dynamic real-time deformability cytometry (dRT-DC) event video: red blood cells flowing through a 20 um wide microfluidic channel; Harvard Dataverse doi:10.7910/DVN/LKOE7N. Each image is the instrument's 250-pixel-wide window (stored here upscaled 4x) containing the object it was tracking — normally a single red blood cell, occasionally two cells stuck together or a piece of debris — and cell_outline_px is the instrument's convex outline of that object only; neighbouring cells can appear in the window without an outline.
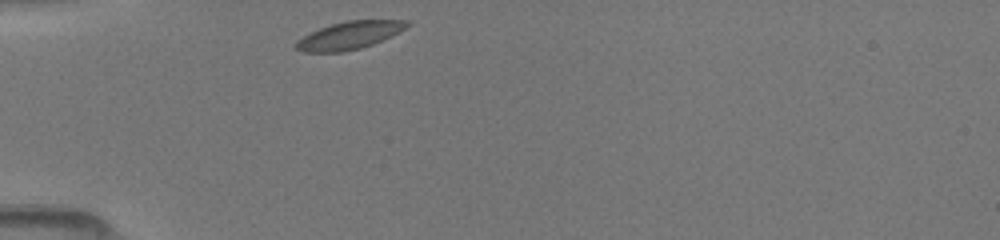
{"species": "common noctule bat (a hibernating species)", "species_latin": "Nyctalus noctula", "temperature_condition": "room temperature", "stored_images_in_passage": 9, "camera_frame_rate_fps": 3000, "um_per_image_px": 0.085, "animal": {"sex": "female", "body_mass_g": 19.5, "forearm_length_mm": 54.1}, "frame": {"image": 1, "passage_image": 1, "time_ms": 0.0, "image_size_px": [1000, 240], "cell_outline_px": [[412, 24], [372, 44], [360, 48], [340, 52], [304, 52], [296, 48], [292, 44], [296, 40], [320, 28], [344, 20], [408, 20]], "centroid_in_image_um": [29.64, 3.0], "position_along_channel_um": 55.4, "area_um2": 17.63}}
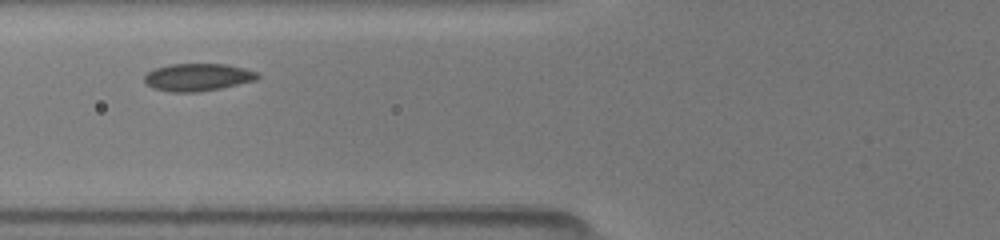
{"frame": {"image": 2, "passage_image": 6, "time_ms": 1.667, "image_size_px": [1000, 240], "cell_outline_px": [[260, 76], [256, 80], [220, 88], [200, 92], [172, 92], [152, 88], [144, 84], [144, 76], [148, 72], [156, 68], [168, 64], [224, 64], [244, 68], [256, 72]], "centroid_in_image_um": [16.77, 6.57], "position_along_channel_um": 109.0, "area_um2": 18.15}}
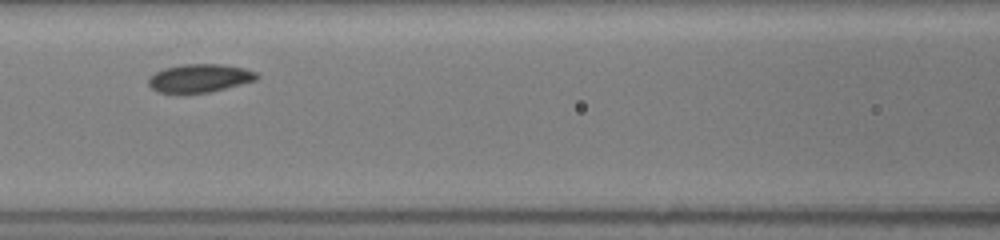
{"frame": {"image": 3, "passage_image": 8, "time_ms": 2.667, "image_size_px": [1000, 240], "cell_outline_px": [[260, 76], [256, 80], [208, 92], [156, 92], [148, 84], [148, 76], [164, 68], [184, 64], [224, 64], [244, 68], [256, 72]], "centroid_in_image_um": [16.96, 6.62], "position_along_channel_um": 149.6, "area_um2": 17.63}}